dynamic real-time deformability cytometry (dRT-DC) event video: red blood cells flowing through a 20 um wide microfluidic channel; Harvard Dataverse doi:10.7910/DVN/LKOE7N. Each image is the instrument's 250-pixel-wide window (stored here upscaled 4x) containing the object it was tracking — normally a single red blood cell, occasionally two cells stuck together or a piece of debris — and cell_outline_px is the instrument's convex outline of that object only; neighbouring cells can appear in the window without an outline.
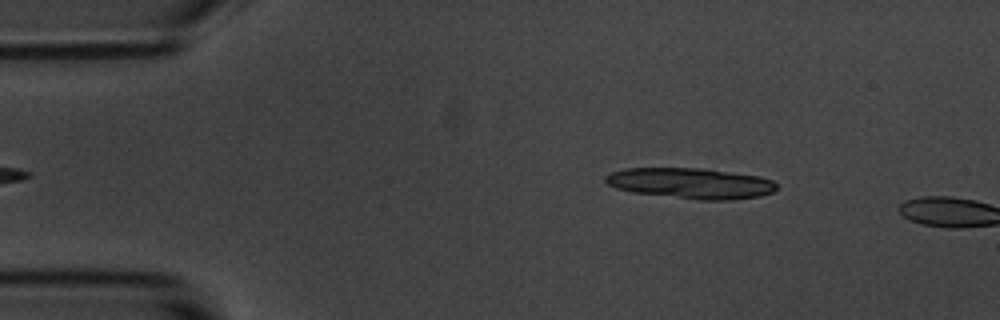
{"species": "common noctule bat (a hibernating species)", "species_latin": "Nyctalus noctula", "temperature_condition": "room temperature", "stored_images_in_passage": 7, "camera_frame_rate_fps": 3000, "um_per_image_px": 0.085, "animal": {"sex": "male", "body_mass_g": 20.1, "forearm_length_mm": 53.5}, "frame": {"image": 1, "passage_image": 5, "time_ms": 1.333, "image_size_px": [1000, 320], "cell_outline_px": [[776, 188], [772, 192], [760, 196], [732, 200], [700, 200], [632, 192], [616, 188], [608, 184], [604, 180], [604, 176], [612, 172], [624, 168], [700, 168], [756, 176], [772, 180], [776, 184]], "centroid_in_image_um": [58.68, 15.58], "position_along_channel_um": 26.3, "area_um2": 30.4}}